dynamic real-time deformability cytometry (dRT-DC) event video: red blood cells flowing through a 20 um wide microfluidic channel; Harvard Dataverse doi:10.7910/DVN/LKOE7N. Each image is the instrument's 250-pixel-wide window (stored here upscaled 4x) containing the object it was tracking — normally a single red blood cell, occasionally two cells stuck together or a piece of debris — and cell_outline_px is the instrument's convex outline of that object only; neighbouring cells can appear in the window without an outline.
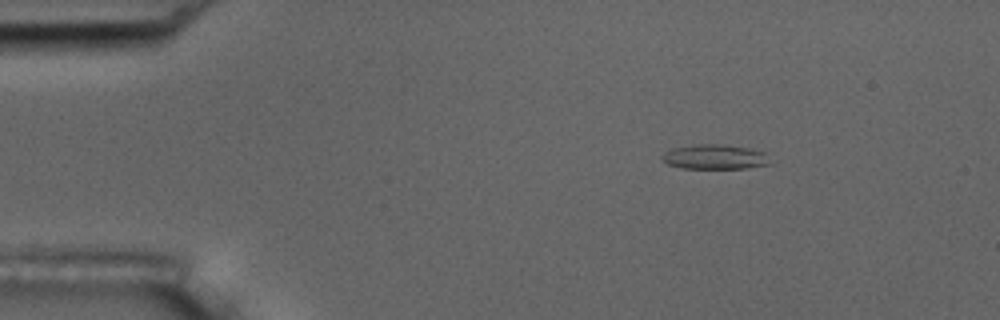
{"species": "common noctule bat (a hibernating species)", "species_latin": "Nyctalus noctula", "temperature_condition": "room temperature", "stored_images_in_passage": 6, "camera_frame_rate_fps": 3000, "um_per_image_px": 0.085, "animal": {"sex": "male", "body_mass_g": 17.5, "forearm_length_mm": 52.3}, "frame": {"image": 1, "passage_image": 6, "time_ms": 6.0, "image_size_px": [1000, 320], "cell_outline_px": [[772, 164], [748, 168], [680, 168], [668, 164], [660, 156], [664, 152], [672, 148], [700, 144], [720, 144], [748, 148], [764, 152]], "centroid_in_image_um": [60.76, 13.34], "position_along_channel_um": 24.2, "area_um2": 15.49}}